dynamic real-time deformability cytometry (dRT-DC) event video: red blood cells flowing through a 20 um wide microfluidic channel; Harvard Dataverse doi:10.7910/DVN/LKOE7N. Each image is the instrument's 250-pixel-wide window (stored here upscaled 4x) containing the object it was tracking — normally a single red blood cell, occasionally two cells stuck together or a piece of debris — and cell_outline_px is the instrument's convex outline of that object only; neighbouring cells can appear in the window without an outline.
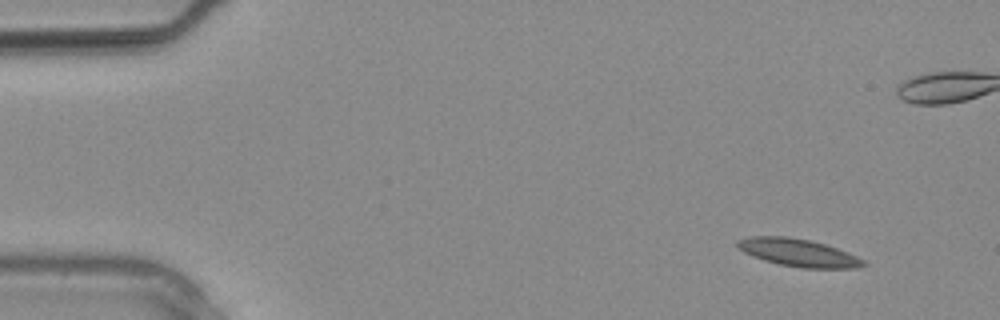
{"species": "common noctule bat (a hibernating species)", "species_latin": "Nyctalus noctula", "temperature_condition": "warm", "stored_images_in_passage": 4, "camera_frame_rate_fps": 3000, "um_per_image_px": 0.085, "animal": {"sex": "male", "body_mass_g": 20.4}, "frame": {"image": 1, "passage_image": 1, "time_ms": 0.0, "image_size_px": [1000, 320], "cell_outline_px": [[868, 264], [856, 268], [800, 268], [780, 264], [764, 260], [744, 252], [736, 244], [736, 240], [748, 236], [788, 236], [812, 240], [848, 252], [864, 260]], "centroid_in_image_um": [67.86, 21.47], "position_along_channel_um": 17.1, "area_um2": 20.29}}